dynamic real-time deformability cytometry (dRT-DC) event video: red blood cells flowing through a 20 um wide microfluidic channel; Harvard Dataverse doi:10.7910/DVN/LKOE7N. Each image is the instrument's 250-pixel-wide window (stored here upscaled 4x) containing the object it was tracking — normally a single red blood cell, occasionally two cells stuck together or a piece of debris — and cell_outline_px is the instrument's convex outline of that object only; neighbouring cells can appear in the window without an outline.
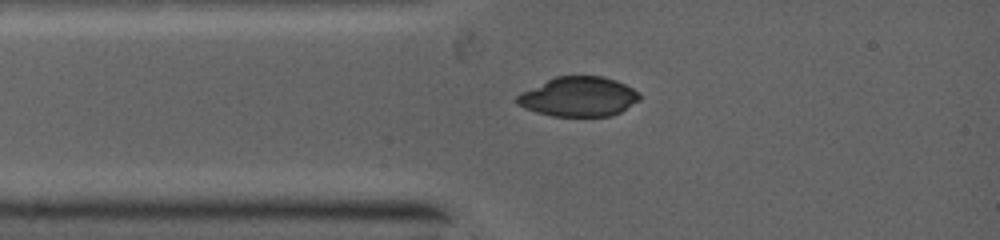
{"species": "common noctule bat (a hibernating species)", "species_latin": "Nyctalus noctula", "temperature_condition": "warm", "stored_images_in_passage": 2, "camera_frame_rate_fps": 5000, "um_per_image_px": 0.085, "animal": {"sex": "female", "body_mass_g": 19.0, "forearm_length_mm": 53.3}, "frame": {"image": 1, "passage_image": 1, "time_ms": 0.0, "image_size_px": [1000, 240], "cell_outline_px": [[640, 100], [620, 112], [608, 116], [552, 116], [516, 104], [516, 96], [520, 92], [556, 76], [600, 76], [616, 80], [640, 92]], "centroid_in_image_um": [49.2, 8.21], "position_along_channel_um": 35.8, "area_um2": 28.09}}
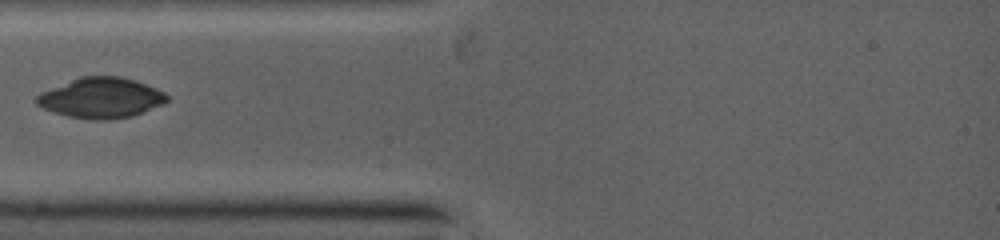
{"frame": {"image": 2, "passage_image": 2, "time_ms": 1.0, "image_size_px": [1000, 240], "cell_outline_px": [[168, 100], [160, 104], [132, 116], [68, 116], [44, 108], [36, 104], [32, 100], [36, 96], [44, 92], [80, 76], [120, 76], [144, 84], [164, 92], [168, 96]], "centroid_in_image_um": [8.57, 8.26], "position_along_channel_um": 76.4, "area_um2": 28.9}}